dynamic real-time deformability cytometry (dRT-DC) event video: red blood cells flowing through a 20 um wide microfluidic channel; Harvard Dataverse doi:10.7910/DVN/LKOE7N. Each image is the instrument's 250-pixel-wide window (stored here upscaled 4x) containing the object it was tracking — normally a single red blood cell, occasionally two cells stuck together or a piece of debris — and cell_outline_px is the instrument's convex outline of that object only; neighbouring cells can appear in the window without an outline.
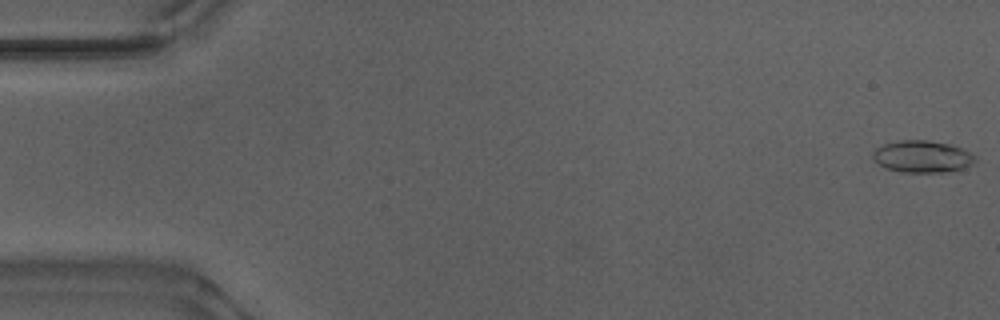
{"species": "Egyptian fruit bat (a non-hibernating species)", "species_latin": "Rousettus aegyptiacus", "temperature_condition": "warm", "stored_images_in_passage": 53, "camera_frame_rate_fps": 3000, "um_per_image_px": 0.085, "animal": {"sex": "male"}, "frame": {"image": 1, "passage_image": 1, "time_ms": 0.0, "image_size_px": [1000, 320], "cell_outline_px": [[976, 160], [972, 164], [960, 168], [944, 172], [904, 172], [884, 168], [872, 156], [872, 152], [876, 148], [884, 144], [900, 140], [928, 140], [948, 144], [960, 148], [976, 156]], "centroid_in_image_um": [78.37, 13.3], "position_along_channel_um": 6.6, "area_um2": 18.79}}
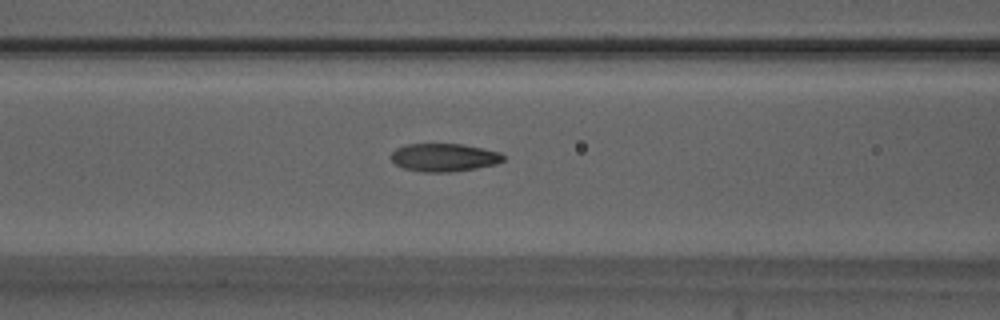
{"frame": {"image": 2, "passage_image": 22, "time_ms": 7.0, "image_size_px": [1000, 320], "cell_outline_px": [[504, 160], [496, 164], [476, 168], [452, 172], [420, 172], [404, 168], [396, 164], [388, 156], [396, 148], [404, 144], [464, 144], [500, 152], [504, 156]], "centroid_in_image_um": [37.72, 13.38], "position_along_channel_um": 128.9, "area_um2": 18.5}}
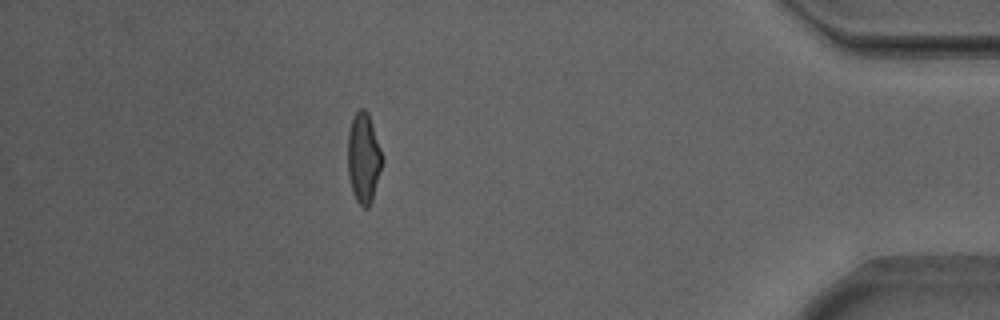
{"frame": {"image": 3, "passage_image": 47, "time_ms": 15.333, "image_size_px": [1000, 320], "cell_outline_px": [[384, 160], [372, 200], [368, 208], [364, 208], [356, 200], [352, 188], [348, 172], [348, 132], [352, 120], [356, 112], [360, 108], [364, 108], [368, 112]], "centroid_in_image_um": [30.91, 13.42], "position_along_channel_um": 404.3, "area_um2": 17.92}, "authors_computed_cell_mechanics": {"area_um2": 18.1492, "velocity_mm_per_s": 3.8921, "shape_relaxation_time_tau1_ms": 6.2249, "shape_relaxation_time_tau2_ms": 1.3804, "deformation_change_tau1": 0.2055, "deformation_change_tau2": 0.0822}}